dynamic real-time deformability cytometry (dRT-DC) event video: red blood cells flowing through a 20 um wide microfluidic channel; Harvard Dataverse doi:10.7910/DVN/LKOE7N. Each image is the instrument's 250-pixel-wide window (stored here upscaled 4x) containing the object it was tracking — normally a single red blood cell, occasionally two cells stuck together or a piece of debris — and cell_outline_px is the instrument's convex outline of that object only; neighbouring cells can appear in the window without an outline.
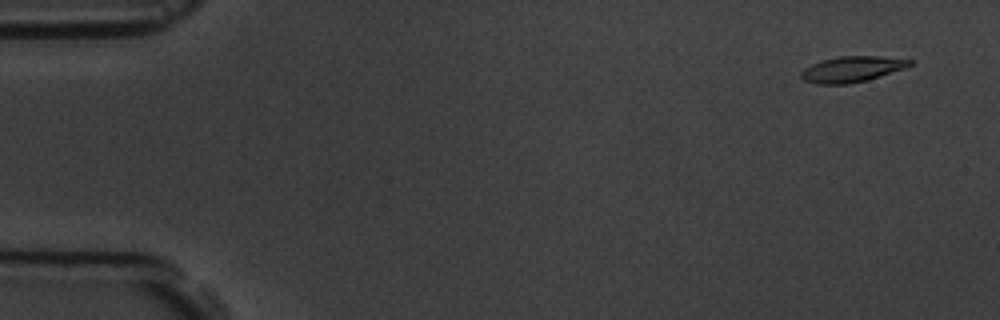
{"species": "common noctule bat (a hibernating species)", "species_latin": "Nyctalus noctula", "temperature_condition": "room temperature", "stored_images_in_passage": 6, "camera_frame_rate_fps": 3000, "um_per_image_px": 0.085, "animal": {"sex": "male", "body_mass_g": 19.5, "forearm_length_mm": 54.6}, "frame": {"image": 1, "passage_image": 1, "time_ms": 0.0, "image_size_px": [1000, 320], "cell_outline_px": [[912, 64], [908, 68], [868, 80], [848, 84], [816, 84], [804, 80], [800, 76], [800, 72], [804, 68], [812, 64], [824, 60], [840, 56], [880, 56], [912, 60]], "centroid_in_image_um": [72.44, 5.89], "position_along_channel_um": 12.6, "area_um2": 16.42}}
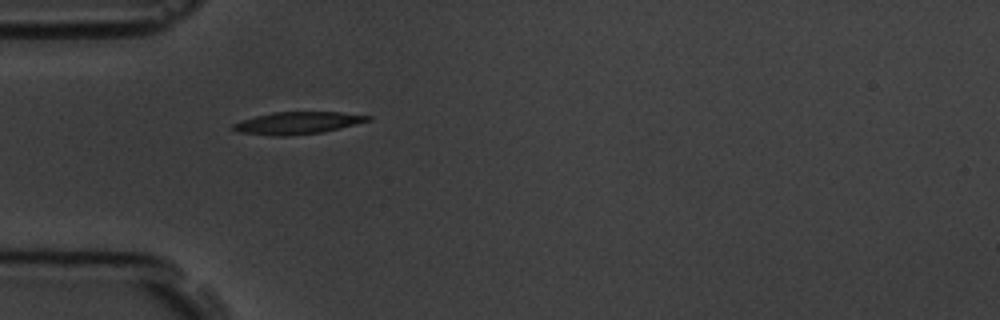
{"frame": {"image": 2, "passage_image": 5, "time_ms": 4.667, "image_size_px": [1000, 320], "cell_outline_px": [[372, 120], [324, 132], [284, 136], [272, 136], [240, 132], [232, 128], [232, 124], [256, 116], [272, 112], [340, 112], [372, 116]], "centroid_in_image_um": [25.33, 10.45], "position_along_channel_um": 59.7, "area_um2": 17.34}}
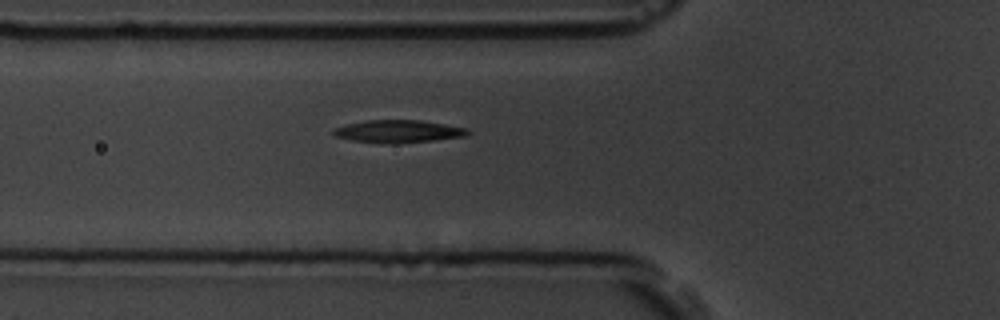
{"frame": {"image": 3, "passage_image": 6, "time_ms": 5.667, "image_size_px": [1000, 320], "cell_outline_px": [[472, 132], [464, 136], [432, 140], [396, 144], [388, 144], [352, 140], [336, 136], [332, 132], [336, 128], [344, 124], [368, 120], [420, 120], [468, 128]], "centroid_in_image_um": [33.86, 11.16], "position_along_channel_um": 91.9, "area_um2": 17.63}}